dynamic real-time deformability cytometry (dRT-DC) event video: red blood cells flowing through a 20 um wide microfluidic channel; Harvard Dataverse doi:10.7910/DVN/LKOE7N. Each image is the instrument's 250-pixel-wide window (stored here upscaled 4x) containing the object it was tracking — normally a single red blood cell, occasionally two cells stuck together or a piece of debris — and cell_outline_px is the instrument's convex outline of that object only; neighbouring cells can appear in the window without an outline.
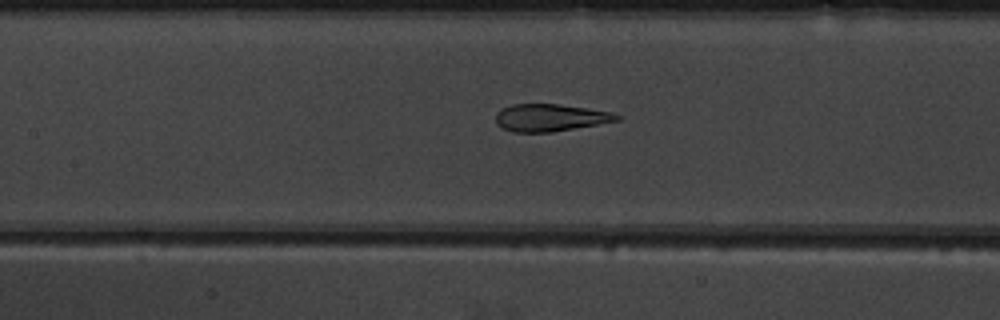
{"species": "common noctule bat (a hibernating species)", "species_latin": "Nyctalus noctula", "temperature_condition": "warm", "stored_images_in_passage": 46, "camera_frame_rate_fps": 3000, "um_per_image_px": 0.085, "animal": {"sex": "male", "body_mass_g": 19.5, "forearm_length_mm": 54.6}, "frame": {"image": 1, "passage_image": 18, "time_ms": 5.667, "image_size_px": [1000, 320], "cell_outline_px": [[620, 120], [552, 132], [512, 132], [496, 124], [496, 112], [500, 108], [512, 104], [560, 104], [612, 112], [620, 116]], "centroid_in_image_um": [46.73, 9.99], "position_along_channel_um": 160.7, "area_um2": 19.25}}
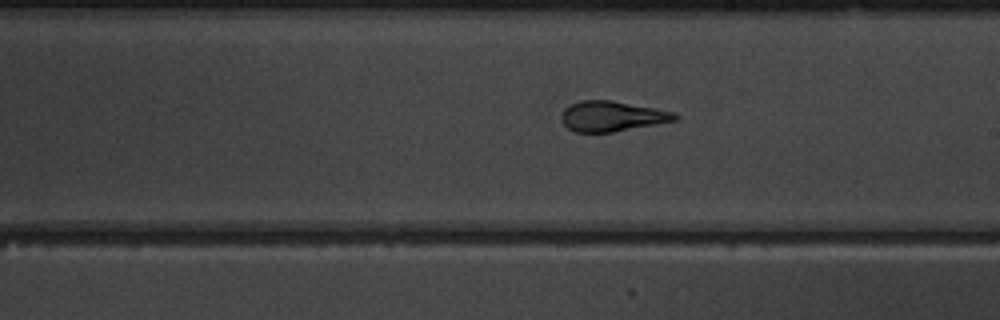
{"frame": {"image": 2, "passage_image": 24, "time_ms": 7.667, "image_size_px": [1000, 320], "cell_outline_px": [[680, 116], [676, 120], [612, 132], [576, 132], [568, 128], [560, 120], [560, 116], [564, 108], [580, 100], [612, 100], [676, 112]], "centroid_in_image_um": [52.0, 9.87], "position_along_channel_um": 237.0, "area_um2": 20.0}}
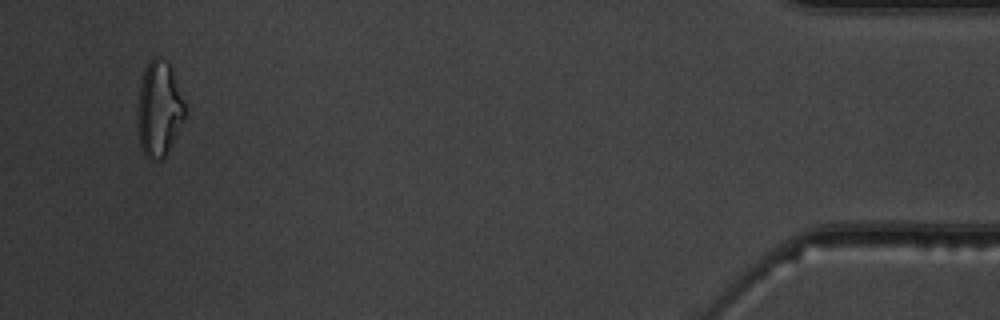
{"frame": {"image": 3, "passage_image": 44, "time_ms": 14.333, "image_size_px": [1000, 320], "cell_outline_px": [[184, 116], [164, 156], [160, 160], [144, 156], [140, 148], [136, 124], [136, 116], [140, 80], [144, 68], [148, 60], [152, 56], [160, 56], [168, 60], [172, 68], [184, 104]], "centroid_in_image_um": [13.44, 9.18], "position_along_channel_um": 421.8, "area_um2": 26.41}, "authors_computed_cell_mechanics": {"area_um2": 21.6461, "velocity_mm_per_s": 3.831, "shape_relaxation_time_tau1_ms": null, "shape_relaxation_time_tau2_ms": 0.9965, "deformation_change_tau1": null, "deformation_change_tau2": 0.0855}}